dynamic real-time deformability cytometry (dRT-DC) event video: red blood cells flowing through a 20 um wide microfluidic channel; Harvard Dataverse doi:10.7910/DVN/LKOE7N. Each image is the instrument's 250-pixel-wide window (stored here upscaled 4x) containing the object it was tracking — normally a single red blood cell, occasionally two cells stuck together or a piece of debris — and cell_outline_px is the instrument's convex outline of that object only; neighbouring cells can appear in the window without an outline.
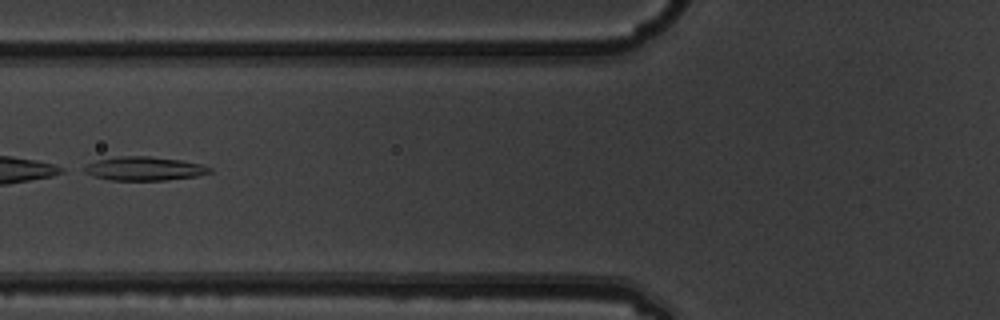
{"species": "common noctule bat (a hibernating species)", "species_latin": "Nyctalus noctula", "temperature_condition": "warm", "stored_images_in_passage": 5, "camera_frame_rate_fps": 3000, "um_per_image_px": 0.085, "animal": {"sex": "male", "body_mass_g": 19.5, "forearm_length_mm": 54.6}, "frame": {"image": 1, "passage_image": 4, "time_ms": 1.0, "image_size_px": [1000, 320], "cell_outline_px": [[212, 172], [196, 176], [164, 180], [112, 180], [96, 176], [84, 172], [80, 168], [96, 160], [116, 156], [148, 156], [180, 160], [204, 164], [212, 168]], "centroid_in_image_um": [12.27, 14.32], "position_along_channel_um": 113.5, "area_um2": 17.4}}
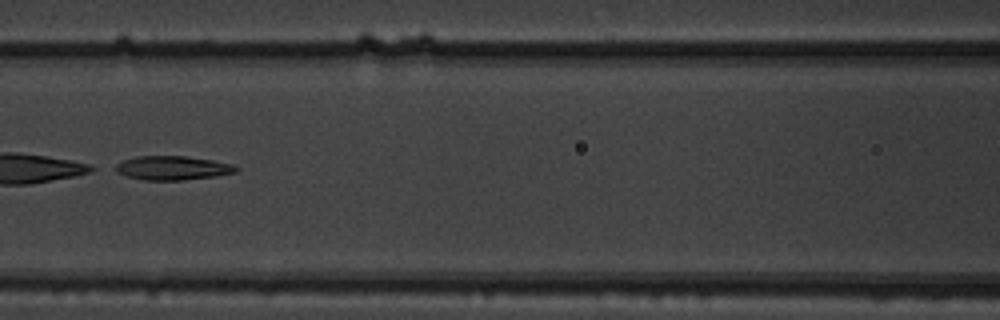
{"frame": {"image": 2, "passage_image": 5, "time_ms": 1.333, "image_size_px": [1000, 320], "cell_outline_px": [[240, 168], [236, 172], [216, 176], [184, 180], [144, 180], [128, 176], [116, 172], [108, 168], [124, 160], [136, 156], [184, 156], [212, 160], [232, 164]], "centroid_in_image_um": [14.62, 14.28], "position_along_channel_um": 152.0, "area_um2": 16.99}}